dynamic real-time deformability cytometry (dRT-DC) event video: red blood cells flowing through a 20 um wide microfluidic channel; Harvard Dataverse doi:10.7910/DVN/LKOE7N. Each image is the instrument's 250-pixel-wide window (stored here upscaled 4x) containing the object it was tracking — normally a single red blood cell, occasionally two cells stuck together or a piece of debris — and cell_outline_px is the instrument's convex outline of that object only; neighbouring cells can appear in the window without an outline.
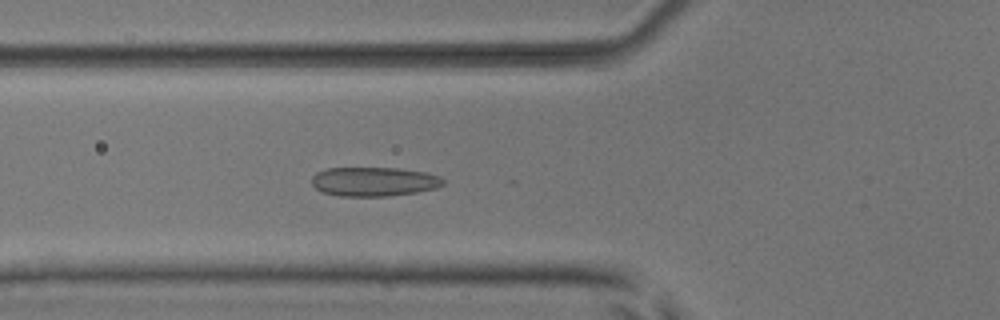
{"species": "common noctule bat (a hibernating species)", "species_latin": "Nyctalus noctula", "temperature_condition": "room temperature", "stored_images_in_passage": 26, "camera_frame_rate_fps": 3000, "um_per_image_px": 0.085, "animal": {"sex": "male", "body_mass_g": 17.9, "forearm_length_mm": 54.2}, "frame": {"image": 1, "passage_image": 9, "time_ms": 2.667, "image_size_px": [1000, 320], "cell_outline_px": [[444, 184], [436, 188], [416, 192], [388, 196], [340, 196], [320, 192], [312, 184], [312, 176], [316, 172], [328, 168], [400, 168], [428, 172], [440, 176], [444, 180]], "centroid_in_image_um": [31.79, 15.43], "position_along_channel_um": 94.0, "area_um2": 22.54}}
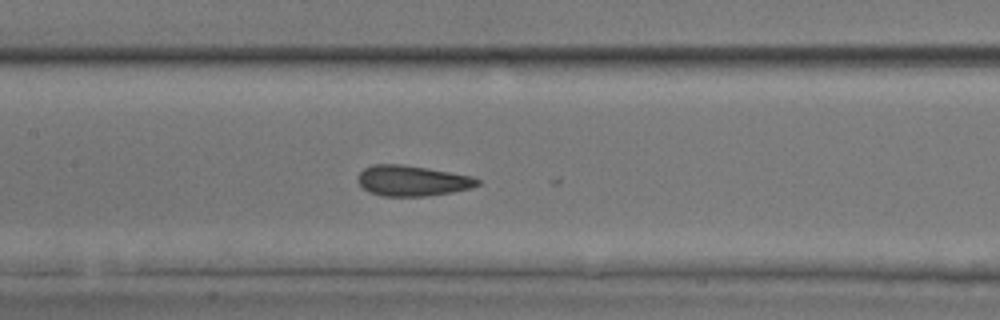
{"frame": {"image": 2, "passage_image": 15, "time_ms": 4.667, "image_size_px": [1000, 320], "cell_outline_px": [[480, 184], [472, 188], [452, 192], [428, 196], [384, 196], [368, 192], [356, 180], [360, 172], [364, 168], [372, 164], [404, 164], [428, 168], [472, 176], [480, 180]], "centroid_in_image_um": [35.04, 15.36], "position_along_channel_um": 172.4, "area_um2": 21.44}}
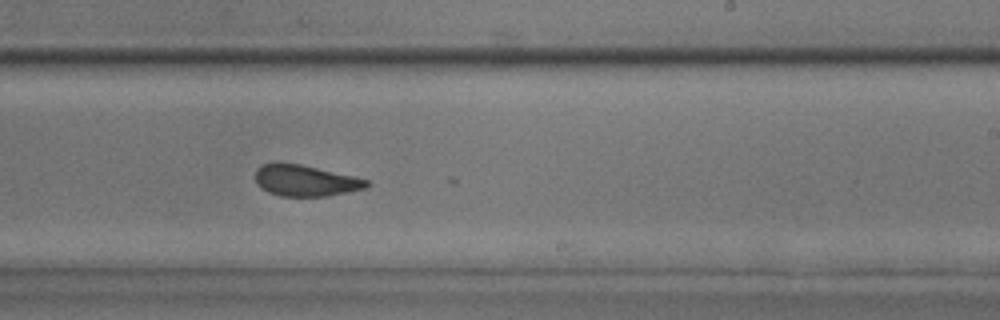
{"frame": {"image": 3, "passage_image": 22, "time_ms": 7.0, "image_size_px": [1000, 320], "cell_outline_px": [[372, 184], [368, 188], [328, 196], [280, 196], [268, 192], [260, 188], [256, 184], [256, 168], [260, 164], [280, 160], [300, 164], [352, 176], [368, 180]], "centroid_in_image_um": [25.91, 15.33], "position_along_channel_um": 263.1, "area_um2": 20.69}}